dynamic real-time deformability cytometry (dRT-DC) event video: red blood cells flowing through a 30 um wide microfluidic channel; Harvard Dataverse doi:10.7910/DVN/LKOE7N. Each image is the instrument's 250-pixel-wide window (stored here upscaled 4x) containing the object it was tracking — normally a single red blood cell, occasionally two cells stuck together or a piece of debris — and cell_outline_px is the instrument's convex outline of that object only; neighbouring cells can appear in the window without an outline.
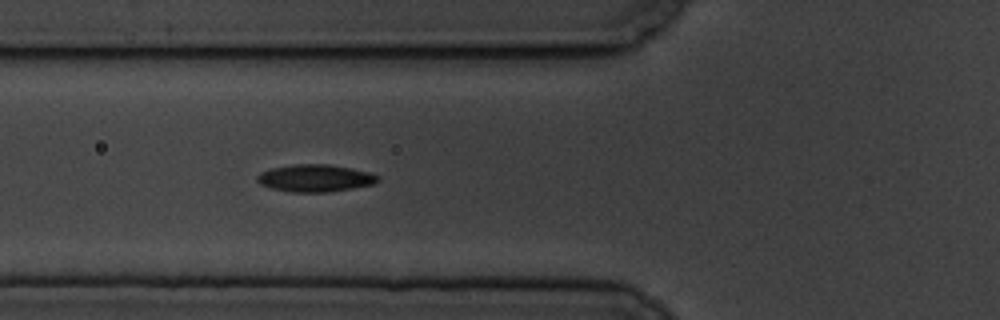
{"species": "common noctule bat (a hibernating species)", "species_latin": "Nyctalus noctula", "temperature_condition": "cold", "stored_images_in_passage": 3, "camera_frame_rate_fps": 3000, "um_per_image_px": 0.085, "animal": {"sex": "male", "body_mass_g": 19.5, "forearm_length_mm": 54.6}, "frame": {"image": 1, "passage_image": 3, "time_ms": 2.333, "image_size_px": [1000, 320], "cell_outline_px": [[380, 180], [372, 184], [352, 188], [328, 192], [292, 192], [272, 188], [260, 184], [256, 180], [256, 176], [260, 172], [272, 168], [292, 164], [328, 164], [352, 168], [368, 172], [380, 176]], "centroid_in_image_um": [26.78, 15.13], "position_along_channel_um": 99.0, "area_um2": 19.19}}